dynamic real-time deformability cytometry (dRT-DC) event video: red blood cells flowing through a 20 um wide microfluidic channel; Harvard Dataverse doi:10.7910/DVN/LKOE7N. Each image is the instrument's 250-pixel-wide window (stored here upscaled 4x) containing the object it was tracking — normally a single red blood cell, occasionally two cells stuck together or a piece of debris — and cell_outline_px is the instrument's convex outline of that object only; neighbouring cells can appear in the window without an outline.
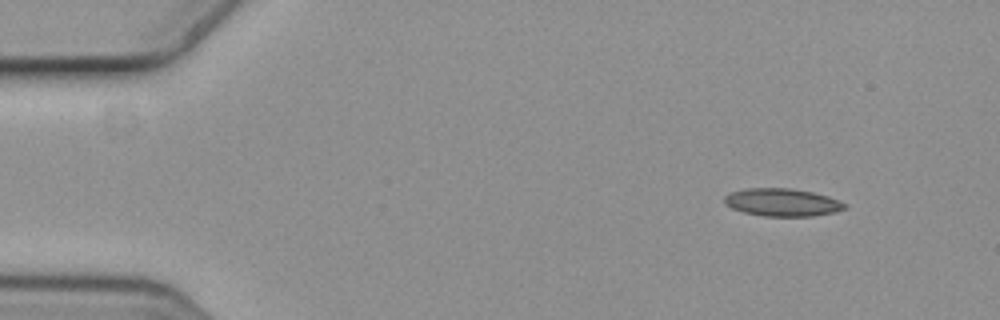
{"species": "common noctule bat (a hibernating species)", "species_latin": "Nyctalus noctula", "temperature_condition": "cold", "stored_images_in_passage": 4, "camera_frame_rate_fps": 3000, "um_per_image_px": 0.085, "animal": {"sex": "female", "body_mass_g": 19.3, "forearm_length_mm": 54.1}, "frame": {"image": 1, "passage_image": 1, "time_ms": 0.0, "image_size_px": [1000, 320], "cell_outline_px": [[848, 208], [836, 212], [812, 216], [764, 216], [744, 212], [732, 208], [724, 204], [724, 196], [732, 192], [748, 188], [788, 188], [812, 192], [828, 196], [848, 204]], "centroid_in_image_um": [66.52, 17.2], "position_along_channel_um": 18.5, "area_um2": 19.48}}